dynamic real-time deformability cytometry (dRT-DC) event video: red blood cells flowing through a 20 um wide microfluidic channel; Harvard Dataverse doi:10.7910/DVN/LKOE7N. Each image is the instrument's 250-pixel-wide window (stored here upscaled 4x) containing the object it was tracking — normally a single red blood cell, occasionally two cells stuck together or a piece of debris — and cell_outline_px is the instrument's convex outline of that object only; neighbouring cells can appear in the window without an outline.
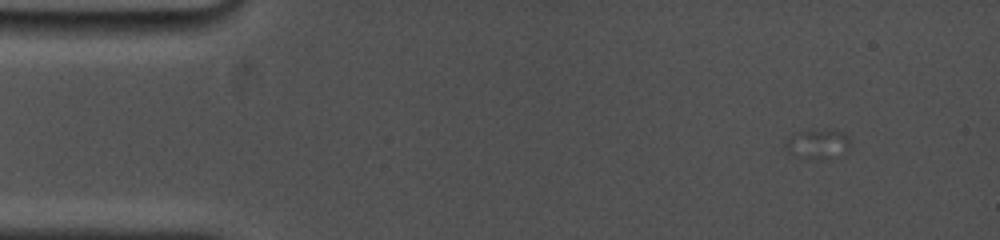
{"species": "common noctule bat (a hibernating species)", "species_latin": "Nyctalus noctula", "temperature_condition": "cold", "stored_images_in_passage": 9, "camera_frame_rate_fps": 5000, "um_per_image_px": 0.085, "animal": {"sex": "female", "body_mass_g": 19.0, "forearm_length_mm": 53.3}, "frame": {"image": 1, "passage_image": 1, "time_ms": 0.0, "image_size_px": [1000, 240], "cell_outline_px": [[848, 152], [844, 156], [820, 160], [800, 156], [788, 152], [784, 144], [788, 140], [800, 132], [844, 132], [848, 136]], "centroid_in_image_um": [69.59, 12.32], "position_along_channel_um": 15.4, "area_um2": 10.58}}